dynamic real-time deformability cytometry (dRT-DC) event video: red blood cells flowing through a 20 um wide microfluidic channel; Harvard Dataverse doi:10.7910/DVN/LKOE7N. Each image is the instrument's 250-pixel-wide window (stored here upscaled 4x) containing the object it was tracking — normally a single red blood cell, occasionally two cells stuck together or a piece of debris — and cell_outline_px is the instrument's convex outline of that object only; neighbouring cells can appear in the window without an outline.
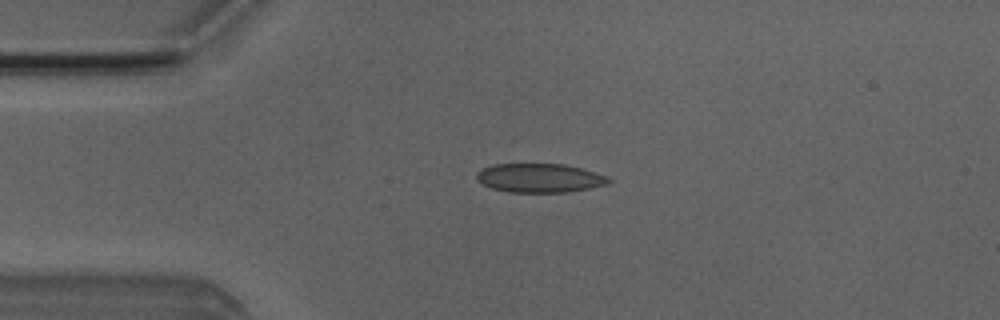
{"species": "Egyptian fruit bat (a non-hibernating species)", "species_latin": "Rousettus aegyptiacus", "temperature_condition": "room temperature", "stored_images_in_passage": 41, "camera_frame_rate_fps": 3000, "um_per_image_px": 0.085, "animal": {"sex": "male"}, "frame": {"image": 1, "passage_image": 2, "time_ms": 0.333, "image_size_px": [1000, 320], "cell_outline_px": [[612, 180], [608, 184], [568, 192], [508, 192], [492, 188], [484, 184], [476, 176], [476, 172], [492, 164], [564, 164], [580, 168], [604, 176]], "centroid_in_image_um": [45.84, 15.13], "position_along_channel_um": 39.2, "area_um2": 21.91}}
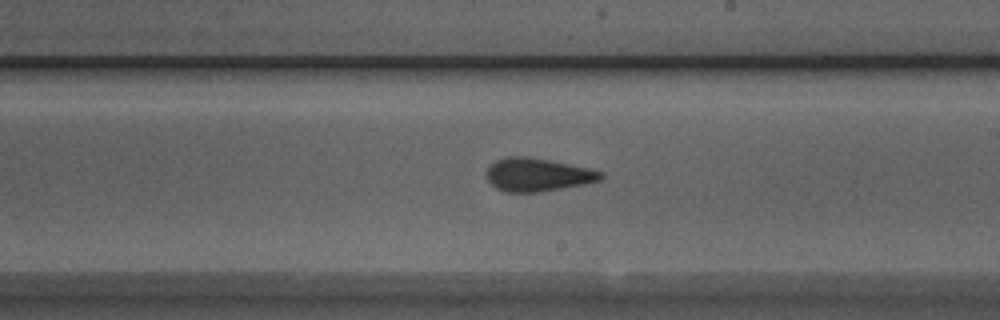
{"frame": {"image": 2, "passage_image": 19, "time_ms": 6.0, "image_size_px": [1000, 320], "cell_outline_px": [[604, 176], [600, 180], [584, 184], [540, 192], [504, 192], [496, 188], [488, 180], [488, 168], [496, 160], [508, 156], [524, 156], [548, 160], [588, 168], [604, 172]], "centroid_in_image_um": [45.71, 14.86], "position_along_channel_um": 243.3, "area_um2": 21.85}}
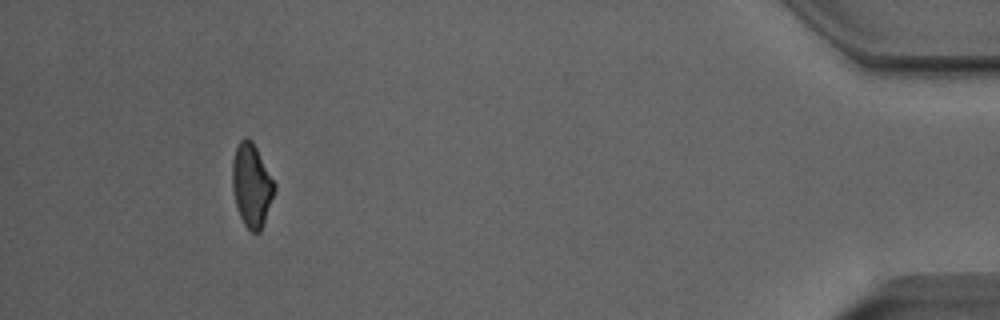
{"frame": {"image": 3, "passage_image": 37, "time_ms": 12.0, "image_size_px": [1000, 320], "cell_outline_px": [[276, 188], [260, 232], [252, 232], [244, 224], [240, 216], [236, 204], [232, 188], [232, 160], [236, 148], [240, 140], [244, 136], [248, 136], [252, 140], [276, 184]], "centroid_in_image_um": [21.38, 15.7], "position_along_channel_um": 413.8, "area_um2": 20.35}, "authors_computed_cell_mechanics": {"area_um2": 21.9062, "velocity_mm_per_s": 4.0311, "shape_relaxation_time_tau1_ms": 5.8082, "shape_relaxation_time_tau2_ms": 1.3738, "deformation_change_tau1": 0.1521, "deformation_change_tau2": 0.07}}